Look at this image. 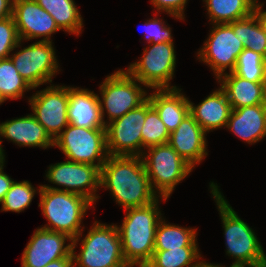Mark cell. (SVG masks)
Returning a JSON list of instances; mask_svg holds the SVG:
<instances>
[{"label": "cell", "mask_w": 266, "mask_h": 267, "mask_svg": "<svg viewBox=\"0 0 266 267\" xmlns=\"http://www.w3.org/2000/svg\"><path fill=\"white\" fill-rule=\"evenodd\" d=\"M100 187L109 189L123 209L147 206L159 198L141 156L109 155L101 168Z\"/></svg>", "instance_id": "1"}, {"label": "cell", "mask_w": 266, "mask_h": 267, "mask_svg": "<svg viewBox=\"0 0 266 267\" xmlns=\"http://www.w3.org/2000/svg\"><path fill=\"white\" fill-rule=\"evenodd\" d=\"M159 199L167 200L160 197L147 206L125 209L122 225H117L123 257L130 267H144L153 255L156 228L162 219Z\"/></svg>", "instance_id": "2"}, {"label": "cell", "mask_w": 266, "mask_h": 267, "mask_svg": "<svg viewBox=\"0 0 266 267\" xmlns=\"http://www.w3.org/2000/svg\"><path fill=\"white\" fill-rule=\"evenodd\" d=\"M209 185L223 223L226 254L235 259L231 266L266 267V254L253 229L237 215L217 183Z\"/></svg>", "instance_id": "3"}, {"label": "cell", "mask_w": 266, "mask_h": 267, "mask_svg": "<svg viewBox=\"0 0 266 267\" xmlns=\"http://www.w3.org/2000/svg\"><path fill=\"white\" fill-rule=\"evenodd\" d=\"M42 214L48 220L43 229L66 234L72 238V251L81 239L82 220L92 203L85 197L67 191L41 188L39 191Z\"/></svg>", "instance_id": "4"}, {"label": "cell", "mask_w": 266, "mask_h": 267, "mask_svg": "<svg viewBox=\"0 0 266 267\" xmlns=\"http://www.w3.org/2000/svg\"><path fill=\"white\" fill-rule=\"evenodd\" d=\"M81 244L80 253L72 251L74 267H130L123 257L117 225L95 221Z\"/></svg>", "instance_id": "5"}, {"label": "cell", "mask_w": 266, "mask_h": 267, "mask_svg": "<svg viewBox=\"0 0 266 267\" xmlns=\"http://www.w3.org/2000/svg\"><path fill=\"white\" fill-rule=\"evenodd\" d=\"M147 149L148 154L144 150L141 157L151 187L159 197L168 199L175 186L192 172L193 167L169 143Z\"/></svg>", "instance_id": "6"}, {"label": "cell", "mask_w": 266, "mask_h": 267, "mask_svg": "<svg viewBox=\"0 0 266 267\" xmlns=\"http://www.w3.org/2000/svg\"><path fill=\"white\" fill-rule=\"evenodd\" d=\"M140 85L143 84L122 69L104 79L99 86V102L105 125L138 107L148 98L147 91ZM105 111L108 121L104 120Z\"/></svg>", "instance_id": "7"}, {"label": "cell", "mask_w": 266, "mask_h": 267, "mask_svg": "<svg viewBox=\"0 0 266 267\" xmlns=\"http://www.w3.org/2000/svg\"><path fill=\"white\" fill-rule=\"evenodd\" d=\"M175 53L174 43H150L149 48H144L141 59L125 70L146 88L176 89L170 86L176 66Z\"/></svg>", "instance_id": "8"}, {"label": "cell", "mask_w": 266, "mask_h": 267, "mask_svg": "<svg viewBox=\"0 0 266 267\" xmlns=\"http://www.w3.org/2000/svg\"><path fill=\"white\" fill-rule=\"evenodd\" d=\"M55 146L64 153L67 160L95 165L100 169L109 156L105 129H88L68 124L54 140Z\"/></svg>", "instance_id": "9"}, {"label": "cell", "mask_w": 266, "mask_h": 267, "mask_svg": "<svg viewBox=\"0 0 266 267\" xmlns=\"http://www.w3.org/2000/svg\"><path fill=\"white\" fill-rule=\"evenodd\" d=\"M46 172L49 182L64 188L41 185V188L67 191L87 198L92 204L99 199L101 169L95 165L64 161L50 165Z\"/></svg>", "instance_id": "10"}, {"label": "cell", "mask_w": 266, "mask_h": 267, "mask_svg": "<svg viewBox=\"0 0 266 267\" xmlns=\"http://www.w3.org/2000/svg\"><path fill=\"white\" fill-rule=\"evenodd\" d=\"M146 119V100L122 117L105 125L110 156H142V129Z\"/></svg>", "instance_id": "11"}, {"label": "cell", "mask_w": 266, "mask_h": 267, "mask_svg": "<svg viewBox=\"0 0 266 267\" xmlns=\"http://www.w3.org/2000/svg\"><path fill=\"white\" fill-rule=\"evenodd\" d=\"M244 50L242 41L234 34L232 27L228 23L213 24L208 39L203 47L198 51V59L210 66L216 79L233 72L239 54Z\"/></svg>", "instance_id": "12"}, {"label": "cell", "mask_w": 266, "mask_h": 267, "mask_svg": "<svg viewBox=\"0 0 266 267\" xmlns=\"http://www.w3.org/2000/svg\"><path fill=\"white\" fill-rule=\"evenodd\" d=\"M52 42L37 41L9 57L19 74L35 89L44 83H52L59 71Z\"/></svg>", "instance_id": "13"}, {"label": "cell", "mask_w": 266, "mask_h": 267, "mask_svg": "<svg viewBox=\"0 0 266 267\" xmlns=\"http://www.w3.org/2000/svg\"><path fill=\"white\" fill-rule=\"evenodd\" d=\"M29 98L32 115L55 140L69 124L68 121V86L52 85L36 91Z\"/></svg>", "instance_id": "14"}, {"label": "cell", "mask_w": 266, "mask_h": 267, "mask_svg": "<svg viewBox=\"0 0 266 267\" xmlns=\"http://www.w3.org/2000/svg\"><path fill=\"white\" fill-rule=\"evenodd\" d=\"M72 238L66 234L37 228L22 254V267H45L49 262L69 256Z\"/></svg>", "instance_id": "15"}, {"label": "cell", "mask_w": 266, "mask_h": 267, "mask_svg": "<svg viewBox=\"0 0 266 267\" xmlns=\"http://www.w3.org/2000/svg\"><path fill=\"white\" fill-rule=\"evenodd\" d=\"M13 18L20 40L41 38V41L51 40V35L60 31L54 18L35 0H14Z\"/></svg>", "instance_id": "16"}, {"label": "cell", "mask_w": 266, "mask_h": 267, "mask_svg": "<svg viewBox=\"0 0 266 267\" xmlns=\"http://www.w3.org/2000/svg\"><path fill=\"white\" fill-rule=\"evenodd\" d=\"M206 132L189 113L177 129L170 133L168 143L193 168L208 155Z\"/></svg>", "instance_id": "17"}, {"label": "cell", "mask_w": 266, "mask_h": 267, "mask_svg": "<svg viewBox=\"0 0 266 267\" xmlns=\"http://www.w3.org/2000/svg\"><path fill=\"white\" fill-rule=\"evenodd\" d=\"M1 137L16 143L19 147H40L43 149L54 147V140L32 114L2 122L0 124ZM1 144L2 140H0V149L5 157Z\"/></svg>", "instance_id": "18"}, {"label": "cell", "mask_w": 266, "mask_h": 267, "mask_svg": "<svg viewBox=\"0 0 266 267\" xmlns=\"http://www.w3.org/2000/svg\"><path fill=\"white\" fill-rule=\"evenodd\" d=\"M69 124L88 129H105L98 94L88 89L68 87Z\"/></svg>", "instance_id": "19"}, {"label": "cell", "mask_w": 266, "mask_h": 267, "mask_svg": "<svg viewBox=\"0 0 266 267\" xmlns=\"http://www.w3.org/2000/svg\"><path fill=\"white\" fill-rule=\"evenodd\" d=\"M226 128L248 144L266 136V104L232 109Z\"/></svg>", "instance_id": "20"}, {"label": "cell", "mask_w": 266, "mask_h": 267, "mask_svg": "<svg viewBox=\"0 0 266 267\" xmlns=\"http://www.w3.org/2000/svg\"><path fill=\"white\" fill-rule=\"evenodd\" d=\"M189 107L190 114L206 133L226 127L232 112L227 95L221 87L196 106L189 101Z\"/></svg>", "instance_id": "21"}, {"label": "cell", "mask_w": 266, "mask_h": 267, "mask_svg": "<svg viewBox=\"0 0 266 267\" xmlns=\"http://www.w3.org/2000/svg\"><path fill=\"white\" fill-rule=\"evenodd\" d=\"M148 98L169 133L190 113L189 98L181 93V88L156 89Z\"/></svg>", "instance_id": "22"}, {"label": "cell", "mask_w": 266, "mask_h": 267, "mask_svg": "<svg viewBox=\"0 0 266 267\" xmlns=\"http://www.w3.org/2000/svg\"><path fill=\"white\" fill-rule=\"evenodd\" d=\"M218 82L225 91L232 109L266 104V82H253L234 72L222 75Z\"/></svg>", "instance_id": "23"}, {"label": "cell", "mask_w": 266, "mask_h": 267, "mask_svg": "<svg viewBox=\"0 0 266 267\" xmlns=\"http://www.w3.org/2000/svg\"><path fill=\"white\" fill-rule=\"evenodd\" d=\"M53 18L60 30L81 34L83 18L74 0H35Z\"/></svg>", "instance_id": "24"}, {"label": "cell", "mask_w": 266, "mask_h": 267, "mask_svg": "<svg viewBox=\"0 0 266 267\" xmlns=\"http://www.w3.org/2000/svg\"><path fill=\"white\" fill-rule=\"evenodd\" d=\"M212 24H224L248 17L258 0H203Z\"/></svg>", "instance_id": "25"}, {"label": "cell", "mask_w": 266, "mask_h": 267, "mask_svg": "<svg viewBox=\"0 0 266 267\" xmlns=\"http://www.w3.org/2000/svg\"><path fill=\"white\" fill-rule=\"evenodd\" d=\"M162 218L156 228L154 251L179 249L180 247H198L197 229L184 228L166 223Z\"/></svg>", "instance_id": "26"}, {"label": "cell", "mask_w": 266, "mask_h": 267, "mask_svg": "<svg viewBox=\"0 0 266 267\" xmlns=\"http://www.w3.org/2000/svg\"><path fill=\"white\" fill-rule=\"evenodd\" d=\"M228 24L242 41L244 48L260 53L266 58V34L254 12L248 17Z\"/></svg>", "instance_id": "27"}, {"label": "cell", "mask_w": 266, "mask_h": 267, "mask_svg": "<svg viewBox=\"0 0 266 267\" xmlns=\"http://www.w3.org/2000/svg\"><path fill=\"white\" fill-rule=\"evenodd\" d=\"M198 250V247H180L154 251L150 261L144 267H199L204 260L200 261L202 257Z\"/></svg>", "instance_id": "28"}, {"label": "cell", "mask_w": 266, "mask_h": 267, "mask_svg": "<svg viewBox=\"0 0 266 267\" xmlns=\"http://www.w3.org/2000/svg\"><path fill=\"white\" fill-rule=\"evenodd\" d=\"M32 89L10 58L0 59V91L6 100L23 98L24 92Z\"/></svg>", "instance_id": "29"}, {"label": "cell", "mask_w": 266, "mask_h": 267, "mask_svg": "<svg viewBox=\"0 0 266 267\" xmlns=\"http://www.w3.org/2000/svg\"><path fill=\"white\" fill-rule=\"evenodd\" d=\"M237 76L253 82H266V58L248 48L239 54L235 69Z\"/></svg>", "instance_id": "30"}, {"label": "cell", "mask_w": 266, "mask_h": 267, "mask_svg": "<svg viewBox=\"0 0 266 267\" xmlns=\"http://www.w3.org/2000/svg\"><path fill=\"white\" fill-rule=\"evenodd\" d=\"M141 133L142 149L166 144L170 137V133L160 119L157 111L151 106L149 98L146 99V119Z\"/></svg>", "instance_id": "31"}, {"label": "cell", "mask_w": 266, "mask_h": 267, "mask_svg": "<svg viewBox=\"0 0 266 267\" xmlns=\"http://www.w3.org/2000/svg\"><path fill=\"white\" fill-rule=\"evenodd\" d=\"M41 190V185L39 189H35L32 184L27 181H14L10 187V190L5 194L4 199L0 204H2V211H12L20 213L24 211L32 202V199L36 192Z\"/></svg>", "instance_id": "32"}, {"label": "cell", "mask_w": 266, "mask_h": 267, "mask_svg": "<svg viewBox=\"0 0 266 267\" xmlns=\"http://www.w3.org/2000/svg\"><path fill=\"white\" fill-rule=\"evenodd\" d=\"M21 41L13 16L0 20V59L10 57V52L19 48Z\"/></svg>", "instance_id": "33"}, {"label": "cell", "mask_w": 266, "mask_h": 267, "mask_svg": "<svg viewBox=\"0 0 266 267\" xmlns=\"http://www.w3.org/2000/svg\"><path fill=\"white\" fill-rule=\"evenodd\" d=\"M155 16L145 22V38L147 43L156 44L160 42H173V37L171 34V28L165 24V21ZM157 17V18H156Z\"/></svg>", "instance_id": "34"}, {"label": "cell", "mask_w": 266, "mask_h": 267, "mask_svg": "<svg viewBox=\"0 0 266 267\" xmlns=\"http://www.w3.org/2000/svg\"><path fill=\"white\" fill-rule=\"evenodd\" d=\"M158 12H166L169 16L183 20L184 10L188 0H150Z\"/></svg>", "instance_id": "35"}, {"label": "cell", "mask_w": 266, "mask_h": 267, "mask_svg": "<svg viewBox=\"0 0 266 267\" xmlns=\"http://www.w3.org/2000/svg\"><path fill=\"white\" fill-rule=\"evenodd\" d=\"M4 162L0 164V203L5 197V194L10 190V187L14 180L10 178L7 174L4 172Z\"/></svg>", "instance_id": "36"}, {"label": "cell", "mask_w": 266, "mask_h": 267, "mask_svg": "<svg viewBox=\"0 0 266 267\" xmlns=\"http://www.w3.org/2000/svg\"><path fill=\"white\" fill-rule=\"evenodd\" d=\"M14 0H0V20L12 17Z\"/></svg>", "instance_id": "37"}, {"label": "cell", "mask_w": 266, "mask_h": 267, "mask_svg": "<svg viewBox=\"0 0 266 267\" xmlns=\"http://www.w3.org/2000/svg\"><path fill=\"white\" fill-rule=\"evenodd\" d=\"M45 267H74L73 254L71 253L67 257L53 260V261L49 262Z\"/></svg>", "instance_id": "38"}, {"label": "cell", "mask_w": 266, "mask_h": 267, "mask_svg": "<svg viewBox=\"0 0 266 267\" xmlns=\"http://www.w3.org/2000/svg\"><path fill=\"white\" fill-rule=\"evenodd\" d=\"M262 6H264L263 2L260 3L257 1L255 8H254V13L257 15L258 21H259L263 31L266 34V10L262 11L263 10Z\"/></svg>", "instance_id": "39"}, {"label": "cell", "mask_w": 266, "mask_h": 267, "mask_svg": "<svg viewBox=\"0 0 266 267\" xmlns=\"http://www.w3.org/2000/svg\"><path fill=\"white\" fill-rule=\"evenodd\" d=\"M199 267H217L216 264H212V263H207L206 261H204Z\"/></svg>", "instance_id": "40"}, {"label": "cell", "mask_w": 266, "mask_h": 267, "mask_svg": "<svg viewBox=\"0 0 266 267\" xmlns=\"http://www.w3.org/2000/svg\"><path fill=\"white\" fill-rule=\"evenodd\" d=\"M3 162H5V157L3 156V153H2V151L0 149V164L3 163Z\"/></svg>", "instance_id": "41"}, {"label": "cell", "mask_w": 266, "mask_h": 267, "mask_svg": "<svg viewBox=\"0 0 266 267\" xmlns=\"http://www.w3.org/2000/svg\"><path fill=\"white\" fill-rule=\"evenodd\" d=\"M4 101H6V99L3 97L1 91H0V104L4 103Z\"/></svg>", "instance_id": "42"}, {"label": "cell", "mask_w": 266, "mask_h": 267, "mask_svg": "<svg viewBox=\"0 0 266 267\" xmlns=\"http://www.w3.org/2000/svg\"><path fill=\"white\" fill-rule=\"evenodd\" d=\"M217 267H224V266H221V265L217 264ZM230 267H243V266H230Z\"/></svg>", "instance_id": "43"}]
</instances>
